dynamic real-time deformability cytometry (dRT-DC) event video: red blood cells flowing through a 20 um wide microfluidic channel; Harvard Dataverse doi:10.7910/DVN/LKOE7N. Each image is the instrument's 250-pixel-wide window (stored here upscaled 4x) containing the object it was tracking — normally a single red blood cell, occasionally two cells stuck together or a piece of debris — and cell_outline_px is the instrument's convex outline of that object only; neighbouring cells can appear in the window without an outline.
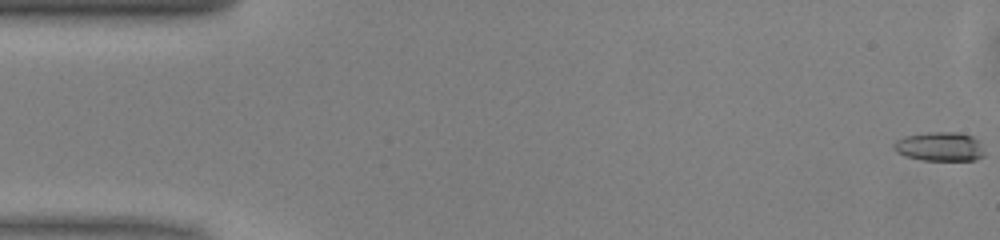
{"species": "common noctule bat (a hibernating species)", "species_latin": "Nyctalus noctula", "temperature_condition": "warm", "stored_images_in_passage": 51, "camera_frame_rate_fps": 3000, "um_per_image_px": 0.085, "animal": {"sex": "male", "body_mass_g": 13.0, "forearm_length_mm": 53.1}, "frame": {"image": 1, "passage_image": 1, "time_ms": 0.0, "image_size_px": [1000, 240], "cell_outline_px": [[984, 156], [976, 160], [920, 160], [904, 156], [896, 152], [892, 148], [892, 144], [896, 140], [904, 136], [928, 132], [956, 132], [972, 136], [980, 144], [984, 152]], "centroid_in_image_um": [79.83, 12.47], "position_along_channel_um": 5.2, "area_um2": 15.49}}
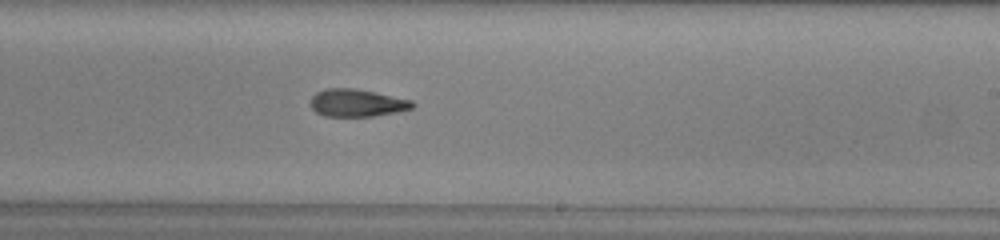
{"frame": {"image": 2, "passage_image": 30, "time_ms": 9.667, "image_size_px": [1000, 240], "cell_outline_px": [[416, 104], [412, 108], [396, 112], [372, 116], [324, 116], [316, 112], [312, 108], [312, 96], [316, 92], [324, 88], [352, 88], [376, 92], [412, 100]], "centroid_in_image_um": [30.35, 8.74], "position_along_channel_um": 258.7, "area_um2": 16.3}}
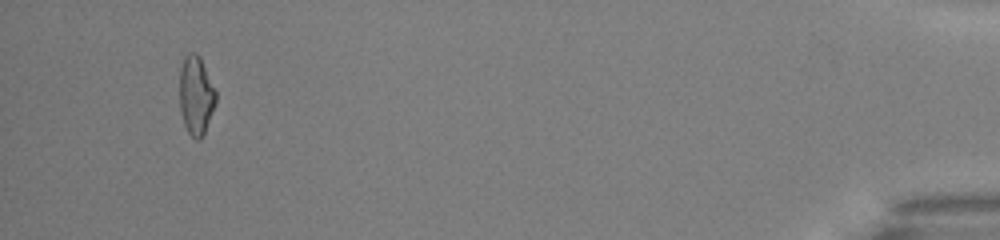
{"frame": {"image": 3, "passage_image": 48, "time_ms": 15.667, "image_size_px": [1000, 240], "cell_outline_px": [[216, 104], [204, 136], [200, 140], [196, 140], [188, 132], [184, 124], [180, 112], [180, 68], [184, 56], [188, 52], [196, 52], [200, 56], [216, 92]], "centroid_in_image_um": [16.66, 8.12], "position_along_channel_um": 418.5, "area_um2": 16.94}, "authors_computed_cell_mechanics": {"area_um2": 16.5886, "velocity_mm_per_s": 4.0855, "shape_relaxation_time_tau1_ms": 7.423, "shape_relaxation_time_tau2_ms": 9.6998, "deformation_change_tau1": 0.2024, "deformation_change_tau2": 0.2311}}